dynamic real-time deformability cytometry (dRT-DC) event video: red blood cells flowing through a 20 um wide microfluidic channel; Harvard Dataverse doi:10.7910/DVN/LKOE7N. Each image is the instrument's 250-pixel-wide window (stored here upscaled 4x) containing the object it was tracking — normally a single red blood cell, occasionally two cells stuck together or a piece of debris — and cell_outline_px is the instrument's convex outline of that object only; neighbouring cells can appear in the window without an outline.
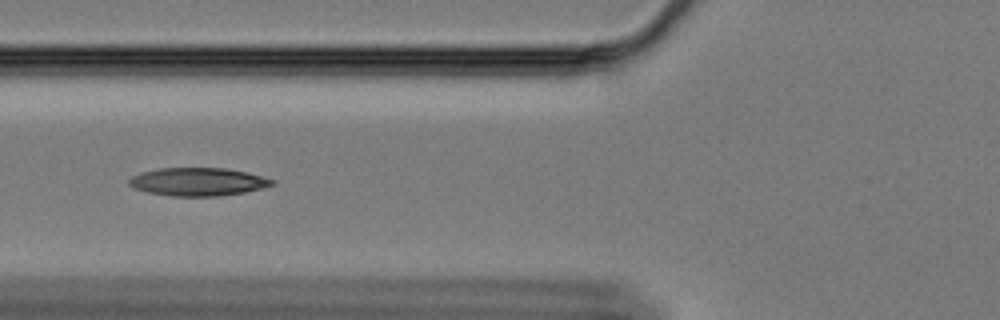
{"species": "Egyptian fruit bat (a non-hibernating species)", "species_latin": "Rousettus aegyptiacus", "temperature_condition": "cold", "stored_images_in_passage": 50, "camera_frame_rate_fps": 3000, "um_per_image_px": 0.085, "animal": {"sex": "female"}, "frame": {"image": 1, "passage_image": 13, "time_ms": 4.0, "image_size_px": [1000, 320], "cell_outline_px": [[276, 184], [264, 188], [244, 192], [220, 196], [172, 196], [148, 192], [132, 188], [128, 184], [128, 180], [132, 176], [140, 172], [160, 168], [224, 168], [244, 172], [276, 180]], "centroid_in_image_um": [16.81, 15.45], "position_along_channel_um": 109.0, "area_um2": 23.47}}
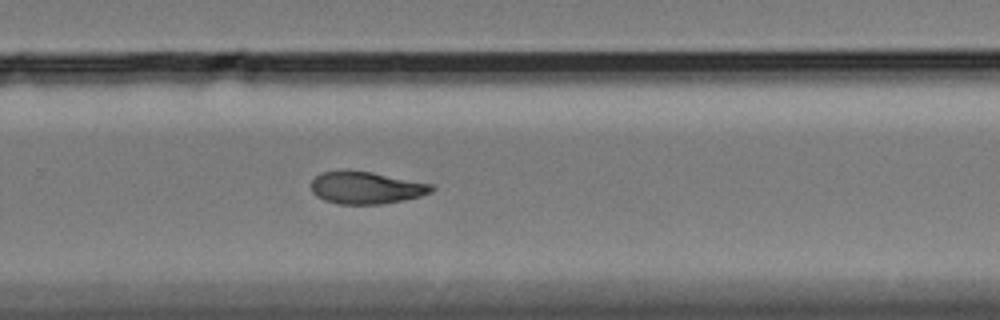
{"frame": {"image": 2, "passage_image": 30, "time_ms": 9.667, "image_size_px": [1000, 320], "cell_outline_px": [[436, 188], [432, 192], [420, 196], [404, 200], [384, 204], [336, 204], [324, 200], [316, 196], [312, 192], [312, 180], [316, 176], [324, 172], [372, 172], [432, 184]], "centroid_in_image_um": [31.16, 15.99], "position_along_channel_um": 298.6, "area_um2": 22.31}}
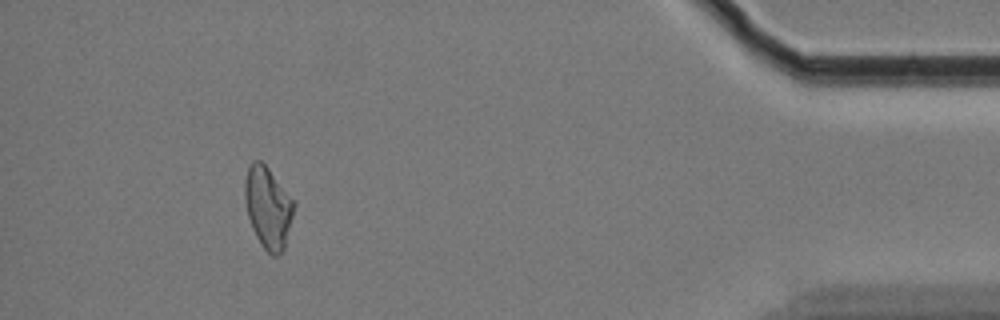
{"frame": {"image": 3, "passage_image": 45, "time_ms": 14.667, "image_size_px": [1000, 320], "cell_outline_px": [[296, 204], [284, 248], [280, 256], [272, 256], [260, 244], [252, 228], [248, 216], [244, 196], [244, 180], [248, 164], [252, 160], [260, 160], [268, 168], [296, 200]], "centroid_in_image_um": [22.79, 17.61], "position_along_channel_um": 412.4, "area_um2": 23.76}}